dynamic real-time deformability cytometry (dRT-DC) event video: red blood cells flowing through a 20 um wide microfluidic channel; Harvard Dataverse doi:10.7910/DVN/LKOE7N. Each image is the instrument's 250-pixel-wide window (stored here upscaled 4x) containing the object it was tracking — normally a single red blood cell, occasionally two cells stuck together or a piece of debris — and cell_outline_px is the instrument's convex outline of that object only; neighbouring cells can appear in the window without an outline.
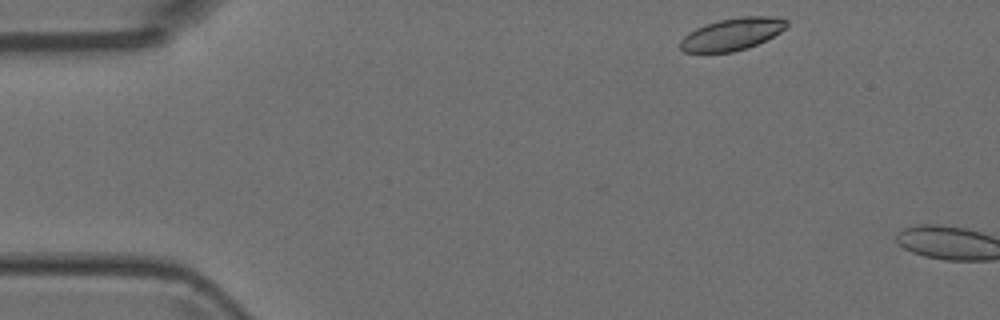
{"species": "Egyptian fruit bat (a non-hibernating species)", "species_latin": "Rousettus aegyptiacus", "temperature_condition": "room temperature", "stored_images_in_passage": 2, "camera_frame_rate_fps": 3000, "um_per_image_px": 0.085, "animal": {"sex": "female"}, "frame": {"image": 1, "passage_image": 1, "time_ms": 0.0, "image_size_px": [1000, 320], "cell_outline_px": [[788, 24], [780, 32], [748, 48], [732, 52], [684, 52], [680, 48], [680, 40], [688, 32], [696, 28], [720, 20], [740, 16], [768, 16], [788, 20]], "centroid_in_image_um": [62.21, 2.9], "position_along_channel_um": 22.8, "area_um2": 19.71}}